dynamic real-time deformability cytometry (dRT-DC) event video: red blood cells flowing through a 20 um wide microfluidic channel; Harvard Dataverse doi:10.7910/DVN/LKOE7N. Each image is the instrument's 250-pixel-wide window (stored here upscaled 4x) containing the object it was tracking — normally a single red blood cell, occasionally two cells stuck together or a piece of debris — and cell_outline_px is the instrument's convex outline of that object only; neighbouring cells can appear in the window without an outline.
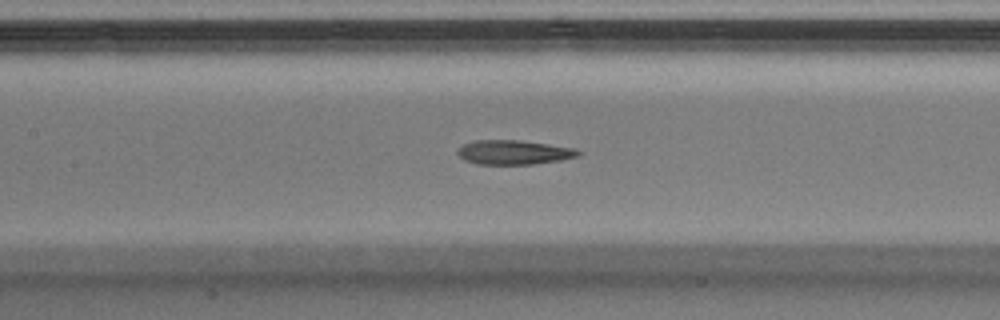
{"species": "Egyptian fruit bat (a non-hibernating species)", "species_latin": "Rousettus aegyptiacus", "temperature_condition": "warm", "stored_images_in_passage": 48, "camera_frame_rate_fps": 3000, "um_per_image_px": 0.085, "animal": {"sex": "male"}, "frame": {"image": 1, "passage_image": 21, "time_ms": 6.667, "image_size_px": [1000, 320], "cell_outline_px": [[580, 156], [560, 160], [532, 164], [476, 164], [464, 160], [456, 152], [464, 144], [476, 140], [520, 140], [548, 144], [572, 148], [580, 152]], "centroid_in_image_um": [43.65, 12.95], "position_along_channel_um": 163.7, "area_um2": 16.94}}